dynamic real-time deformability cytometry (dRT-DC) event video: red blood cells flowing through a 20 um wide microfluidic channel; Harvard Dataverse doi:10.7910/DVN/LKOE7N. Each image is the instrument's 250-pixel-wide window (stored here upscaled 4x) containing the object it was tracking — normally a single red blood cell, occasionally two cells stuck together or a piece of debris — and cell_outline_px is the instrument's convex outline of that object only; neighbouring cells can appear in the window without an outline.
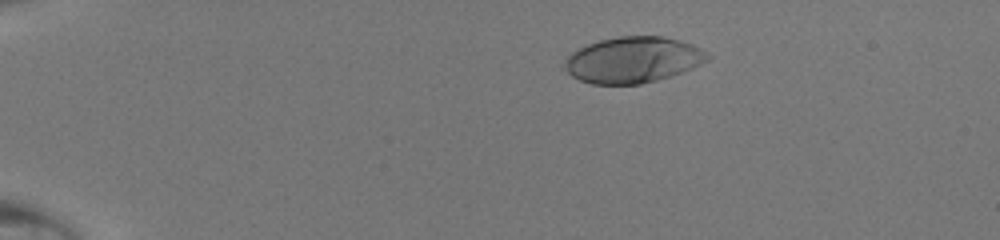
{"species": "human", "species_latin": "Homo sapiens", "temperature_condition": "room temperature", "stored_images_in_passage": 49, "camera_frame_rate_fps": 3000, "um_per_image_px": 0.085, "donor": {"sex": "male"}, "frame": {"image": 1, "passage_image": 11, "time_ms": 3.333, "image_size_px": [1000, 240], "cell_outline_px": [[712, 56], [708, 60], [692, 68], [656, 80], [640, 84], [592, 84], [580, 80], [572, 76], [560, 68], [564, 60], [576, 48], [600, 40], [620, 36], [660, 36], [680, 40], [692, 44], [708, 52]], "centroid_in_image_um": [53.76, 5.08], "position_along_channel_um": 31.2, "area_um2": 38.49}}
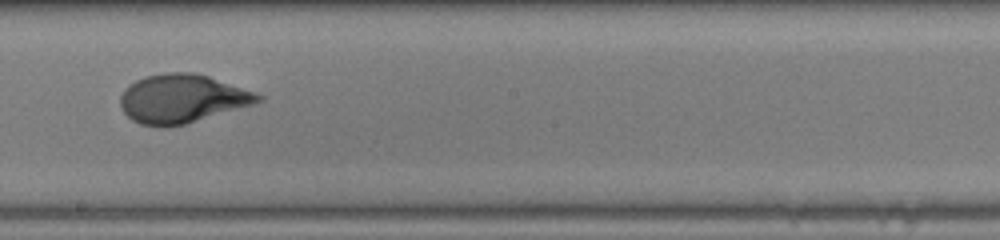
{"frame": {"image": 2, "passage_image": 31, "time_ms": 10.0, "image_size_px": [1000, 240], "cell_outline_px": [[264, 100], [252, 104], [184, 124], [168, 128], [164, 128], [140, 124], [132, 120], [120, 108], [120, 96], [124, 88], [128, 84], [144, 76], [164, 72], [192, 72], [208, 76], [256, 92], [264, 96]], "centroid_in_image_um": [15.43, 8.38], "position_along_channel_um": 232.8, "area_um2": 39.13}}
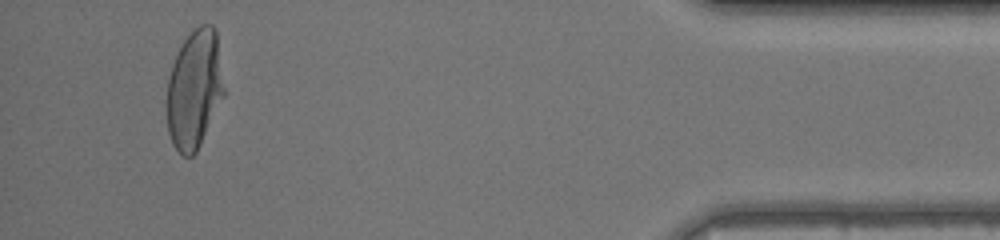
{"frame": {"image": 3, "passage_image": 47, "time_ms": 15.333, "image_size_px": [1000, 240], "cell_outline_px": [[224, 96], [196, 152], [192, 156], [184, 156], [172, 144], [168, 132], [164, 104], [168, 76], [172, 64], [184, 40], [200, 24], [212, 24], [216, 28], [224, 88]], "centroid_in_image_um": [16.49, 7.6], "position_along_channel_um": 418.7, "area_um2": 39.94}}